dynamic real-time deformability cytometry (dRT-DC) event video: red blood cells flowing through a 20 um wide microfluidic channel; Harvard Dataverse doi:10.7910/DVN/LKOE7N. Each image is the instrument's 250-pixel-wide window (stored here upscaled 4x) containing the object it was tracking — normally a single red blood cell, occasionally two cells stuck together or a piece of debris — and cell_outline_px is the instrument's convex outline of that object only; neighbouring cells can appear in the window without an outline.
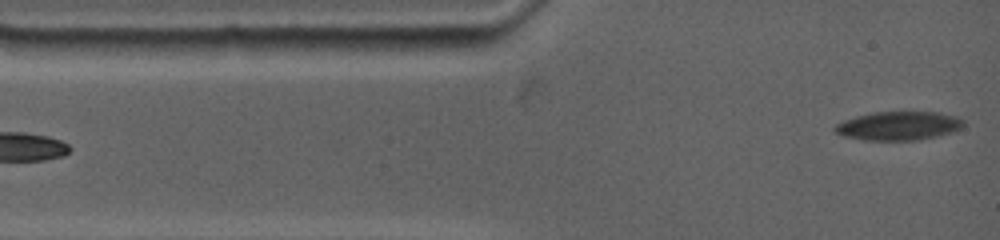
{"species": "common noctule bat (a hibernating species)", "species_latin": "Nyctalus noctula", "temperature_condition": "warm", "stored_images_in_passage": 65, "camera_frame_rate_fps": 4500, "um_per_image_px": 0.085, "animal": {"sex": "female", "body_mass_g": 19.0, "forearm_length_mm": 53.3}, "frame": {"image": 1, "passage_image": 1, "time_ms": 0.0, "image_size_px": [1000, 240], "cell_outline_px": [[964, 124], [960, 128], [936, 136], [920, 140], [864, 140], [844, 136], [836, 132], [832, 128], [836, 124], [844, 120], [856, 116], [872, 112], [940, 112], [956, 116], [964, 120]], "centroid_in_image_um": [76.36, 10.69], "position_along_channel_um": 8.6, "area_um2": 21.44}}
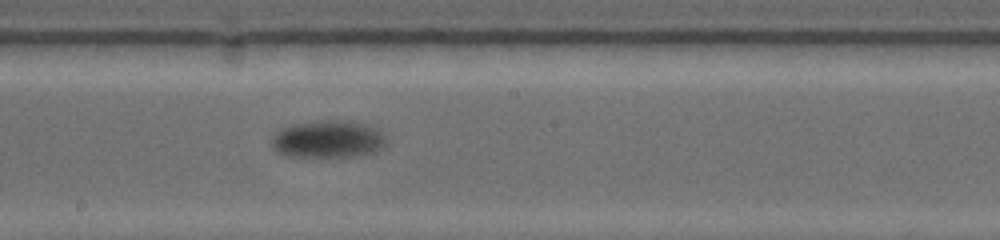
{"frame": {"image": 2, "passage_image": 35, "time_ms": 7.556, "image_size_px": [1000, 240], "cell_outline_px": [[388, 144], [384, 148], [376, 152], [364, 156], [284, 156], [276, 152], [272, 144], [272, 140], [284, 128], [296, 124], [364, 124], [376, 132]], "centroid_in_image_um": [27.88, 11.94], "position_along_channel_um": 220.3, "area_um2": 23.06}}
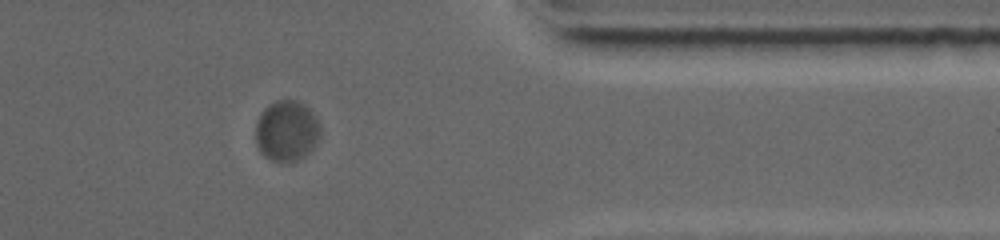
{"frame": {"image": 3, "passage_image": 60, "time_ms": 13.111, "image_size_px": [1000, 240], "cell_outline_px": [[320, 136], [316, 144], [304, 156], [296, 160], [272, 160], [264, 156], [260, 152], [256, 144], [256, 120], [260, 112], [268, 104], [276, 100], [296, 100], [304, 104], [312, 112], [320, 124]], "centroid_in_image_um": [24.35, 11.09], "position_along_channel_um": 387.0, "area_um2": 22.89}, "authors_computed_cell_mechanics": {"area_um2": 23.0044, "velocity_mm_per_s": 3.3197, "shape_relaxation_time_tau1_ms": 6.2172, "shape_relaxation_time_tau2_ms": null, "deformation_change_tau1": 0.2162, "deformation_change_tau2": null}}